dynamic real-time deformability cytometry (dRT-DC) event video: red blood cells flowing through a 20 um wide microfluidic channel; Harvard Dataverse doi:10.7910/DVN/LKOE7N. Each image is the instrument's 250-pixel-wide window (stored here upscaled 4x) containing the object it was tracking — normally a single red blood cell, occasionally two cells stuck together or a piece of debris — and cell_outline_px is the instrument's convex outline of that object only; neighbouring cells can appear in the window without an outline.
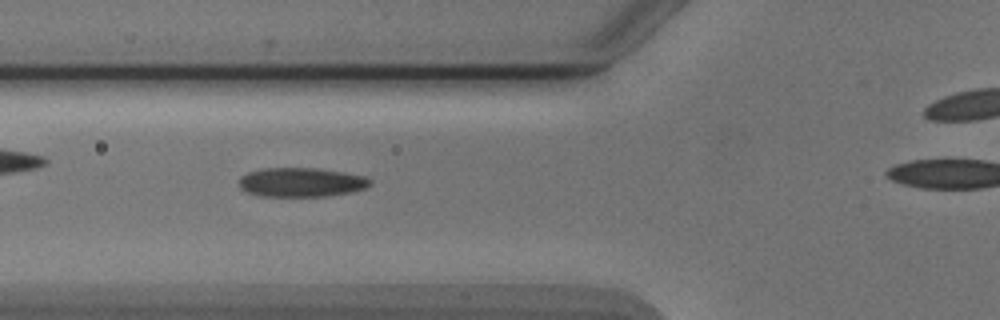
{"species": "Egyptian fruit bat (a non-hibernating species)", "species_latin": "Rousettus aegyptiacus", "temperature_condition": "cold", "stored_images_in_passage": 38, "camera_frame_rate_fps": 3000, "um_per_image_px": 0.085, "animal": {"sex": "male"}, "frame": {"image": 1, "passage_image": 12, "time_ms": 3.667, "image_size_px": [1000, 320], "cell_outline_px": [[372, 184], [364, 188], [352, 192], [324, 196], [260, 196], [248, 192], [240, 188], [240, 176], [248, 172], [260, 168], [316, 168], [344, 172], [364, 176], [372, 180]], "centroid_in_image_um": [25.6, 15.48], "position_along_channel_um": 100.2, "area_um2": 22.31}}
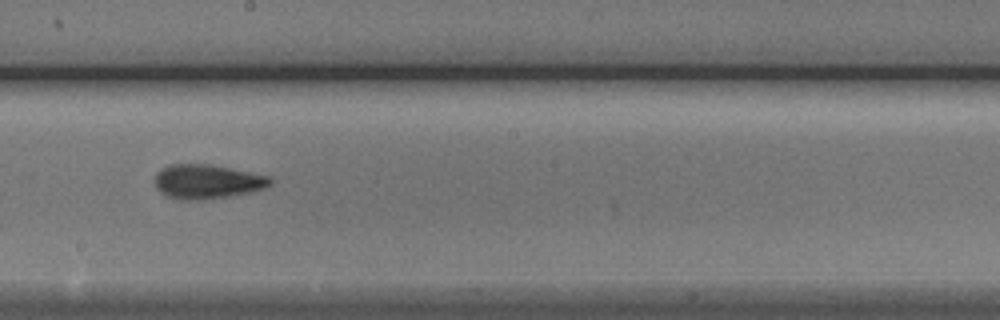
{"frame": {"image": 2, "passage_image": 22, "time_ms": 7.0, "image_size_px": [1000, 320], "cell_outline_px": [[272, 184], [264, 188], [252, 192], [204, 200], [180, 200], [164, 196], [156, 188], [156, 172], [168, 164], [208, 164], [272, 176]], "centroid_in_image_um": [17.61, 15.44], "position_along_channel_um": 230.6, "area_um2": 23.29}}
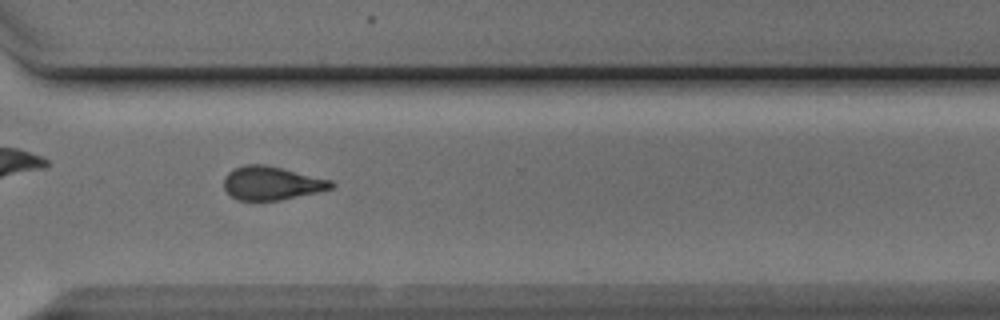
{"frame": {"image": 3, "passage_image": 31, "time_ms": 10.0, "image_size_px": [1000, 320], "cell_outline_px": [[336, 184], [332, 188], [316, 192], [280, 200], [240, 200], [232, 196], [224, 188], [224, 176], [228, 172], [244, 164], [268, 164], [332, 180]], "centroid_in_image_um": [23.1, 15.55], "position_along_channel_um": 347.5, "area_um2": 20.98}}